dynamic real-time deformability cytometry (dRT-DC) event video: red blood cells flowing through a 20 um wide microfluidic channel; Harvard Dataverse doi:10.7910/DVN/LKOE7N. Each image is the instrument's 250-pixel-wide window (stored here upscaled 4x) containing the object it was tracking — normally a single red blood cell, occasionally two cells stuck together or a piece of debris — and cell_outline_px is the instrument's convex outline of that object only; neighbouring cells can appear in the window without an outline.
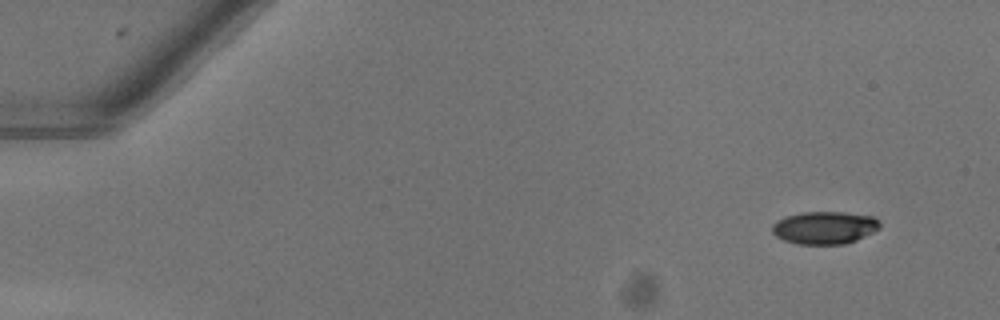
{"species": "common noctule bat (a hibernating species)", "species_latin": "Nyctalus noctula", "temperature_condition": "warm", "stored_images_in_passage": 48, "camera_frame_rate_fps": 3000, "um_per_image_px": 0.085, "animal": {"sex": "female"}, "frame": {"image": 1, "passage_image": 1, "time_ms": 0.0, "image_size_px": [1000, 320], "cell_outline_px": [[880, 228], [856, 240], [844, 244], [796, 244], [784, 240], [776, 236], [772, 232], [772, 224], [776, 220], [784, 216], [800, 212], [844, 212], [872, 216], [880, 220]], "centroid_in_image_um": [70.06, 19.34], "position_along_channel_um": 14.9, "area_um2": 20.63}}
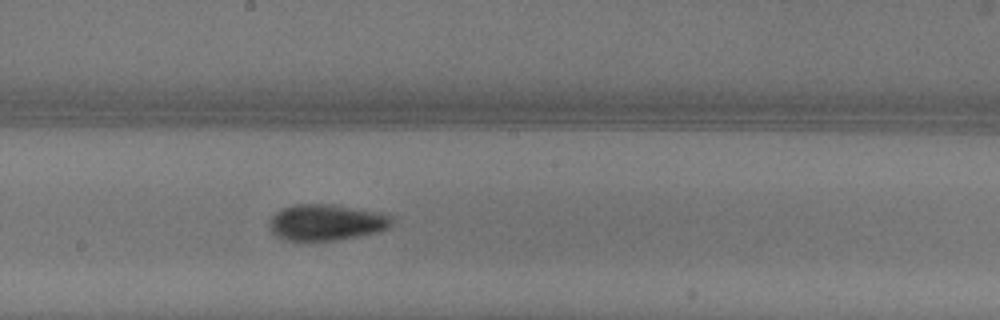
{"frame": {"image": 2, "passage_image": 26, "time_ms": 8.333, "image_size_px": [1000, 320], "cell_outline_px": [[392, 224], [388, 228], [380, 232], [340, 240], [284, 240], [276, 236], [272, 232], [268, 224], [268, 220], [280, 208], [292, 204], [328, 204], [380, 212], [392, 216]], "centroid_in_image_um": [27.72, 18.9], "position_along_channel_um": 220.5, "area_um2": 26.07}}
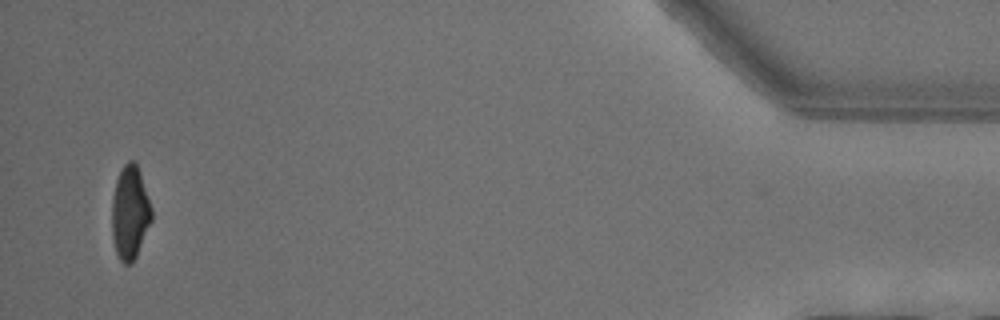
{"frame": {"image": 3, "passage_image": 47, "time_ms": 15.333, "image_size_px": [1000, 320], "cell_outline_px": [[152, 220], [136, 256], [132, 264], [124, 264], [120, 260], [116, 252], [112, 236], [112, 196], [116, 180], [124, 164], [128, 160], [136, 160], [152, 208]], "centroid_in_image_um": [11.05, 18.06], "position_along_channel_um": 424.2, "area_um2": 21.73}, "authors_computed_cell_mechanics": {"area_um2": 23.2067, "velocity_mm_per_s": 4.0745, "shape_relaxation_time_tau1_ms": 5.142, "shape_relaxation_time_tau2_ms": 6.4406, "deformation_change_tau1": 0.1754, "deformation_change_tau2": 0.1225}}